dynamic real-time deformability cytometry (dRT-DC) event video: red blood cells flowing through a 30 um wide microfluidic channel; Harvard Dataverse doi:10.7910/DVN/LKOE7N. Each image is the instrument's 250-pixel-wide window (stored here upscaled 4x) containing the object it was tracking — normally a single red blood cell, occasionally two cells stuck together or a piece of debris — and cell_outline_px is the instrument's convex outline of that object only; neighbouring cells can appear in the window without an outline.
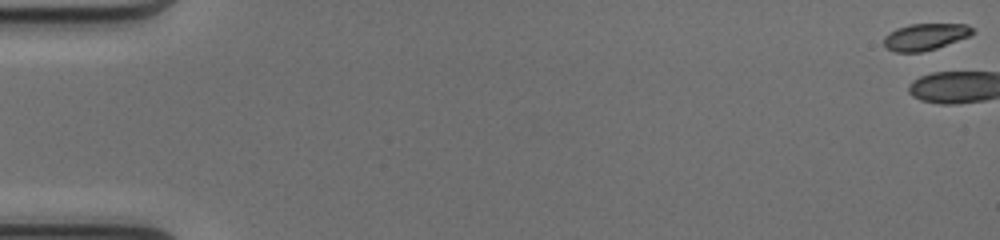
{"species": "common noctule bat (a hibernating species)", "species_latin": "Nyctalus noctula", "temperature_condition": "cold", "stored_images_in_passage": 4, "camera_frame_rate_fps": 3000, "um_per_image_px": 0.085, "animal": {"sex": "female", "body_mass_g": 17.0, "forearm_length_mm": 48.0}, "frame": {"image": 1, "passage_image": 1, "time_ms": 0.0, "image_size_px": [1000, 240], "cell_outline_px": [[976, 32], [968, 36], [936, 48], [920, 52], [896, 52], [884, 48], [884, 36], [888, 32], [896, 28], [908, 24], [964, 24], [972, 28]], "centroid_in_image_um": [78.58, 3.12], "position_along_channel_um": 6.4, "area_um2": 13.76}}